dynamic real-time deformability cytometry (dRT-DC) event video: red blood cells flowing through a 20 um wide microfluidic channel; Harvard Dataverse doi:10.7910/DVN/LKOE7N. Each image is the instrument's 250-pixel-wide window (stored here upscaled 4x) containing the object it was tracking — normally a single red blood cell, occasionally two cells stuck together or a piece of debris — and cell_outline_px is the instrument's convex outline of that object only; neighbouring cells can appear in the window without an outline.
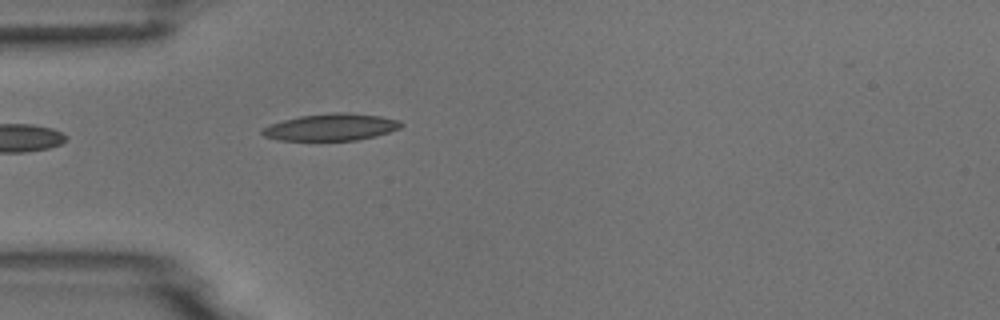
{"species": "common noctule bat (a hibernating species)", "species_latin": "Nyctalus noctula", "temperature_condition": "room temperature", "stored_images_in_passage": 2, "camera_frame_rate_fps": 3000, "um_per_image_px": 0.085, "animal": {"sex": "male", "body_mass_g": 18.8}, "frame": {"image": 1, "passage_image": 2, "time_ms": 1.0, "image_size_px": [1000, 320], "cell_outline_px": [[404, 124], [400, 128], [376, 136], [356, 140], [280, 140], [264, 136], [260, 132], [260, 128], [284, 120], [300, 116], [332, 112], [344, 112], [380, 116], [400, 120]], "centroid_in_image_um": [28.15, 10.8], "position_along_channel_um": 56.8, "area_um2": 21.73}}